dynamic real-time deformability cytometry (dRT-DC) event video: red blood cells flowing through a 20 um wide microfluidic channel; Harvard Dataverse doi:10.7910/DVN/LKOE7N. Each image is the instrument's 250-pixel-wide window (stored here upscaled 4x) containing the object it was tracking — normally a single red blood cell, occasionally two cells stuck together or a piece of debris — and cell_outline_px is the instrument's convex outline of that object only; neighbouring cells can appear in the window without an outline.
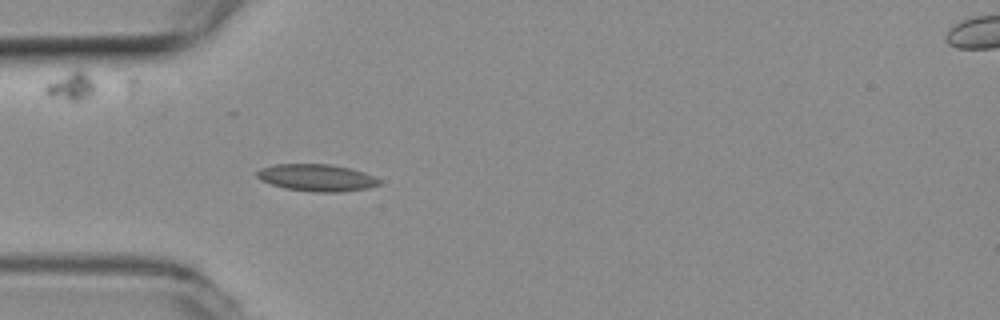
{"species": "common noctule bat (a hibernating species)", "species_latin": "Nyctalus noctula", "temperature_condition": "room temperature", "stored_images_in_passage": 3, "camera_frame_rate_fps": 3000, "um_per_image_px": 0.085, "animal": {"sex": "female", "body_mass_g": 19.3, "forearm_length_mm": 54.1}, "frame": {"image": 1, "passage_image": 3, "time_ms": 0.667, "image_size_px": [1000, 320], "cell_outline_px": [[380, 184], [368, 188], [340, 192], [312, 192], [284, 188], [260, 180], [256, 176], [256, 172], [260, 168], [272, 164], [332, 164], [364, 172], [380, 180]], "centroid_in_image_um": [26.88, 15.1], "position_along_channel_um": 58.1, "area_um2": 19.31}}